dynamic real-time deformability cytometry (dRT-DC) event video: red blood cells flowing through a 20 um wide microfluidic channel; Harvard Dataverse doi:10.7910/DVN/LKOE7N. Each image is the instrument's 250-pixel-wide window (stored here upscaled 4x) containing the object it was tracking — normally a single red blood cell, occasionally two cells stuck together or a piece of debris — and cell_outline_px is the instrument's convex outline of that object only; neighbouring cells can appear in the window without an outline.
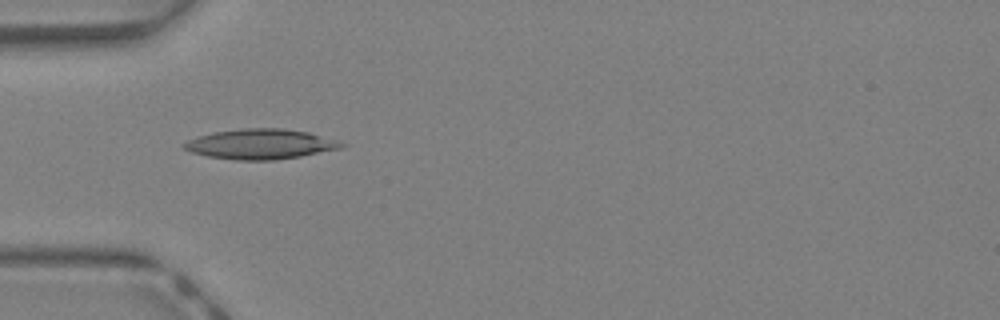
{"species": "Egyptian fruit bat (a non-hibernating species)", "species_latin": "Rousettus aegyptiacus", "temperature_condition": "warm", "stored_images_in_passage": 41, "camera_frame_rate_fps": 3000, "um_per_image_px": 0.085, "animal": {"sex": "female"}, "frame": {"image": 1, "passage_image": 12, "time_ms": 3.667, "image_size_px": [1000, 320], "cell_outline_px": [[348, 144], [340, 148], [300, 156], [276, 160], [236, 160], [208, 156], [192, 152], [184, 148], [180, 144], [188, 140], [200, 136], [216, 132], [244, 128], [284, 128], [308, 132]], "centroid_in_image_um": [22.13, 12.25], "position_along_channel_um": 62.9, "area_um2": 27.28}}
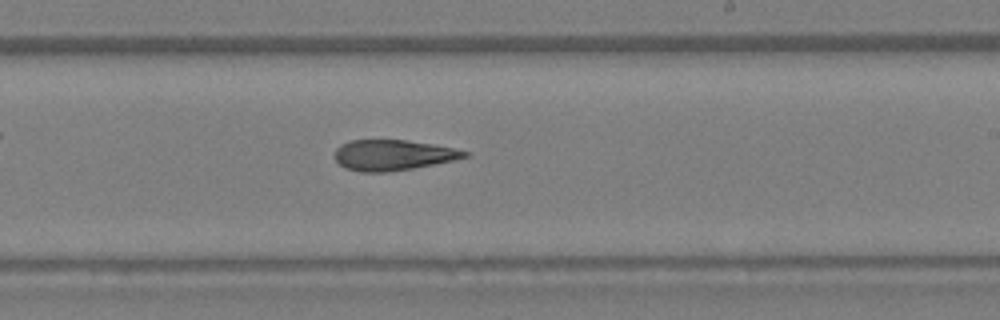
{"frame": {"image": 2, "passage_image": 24, "time_ms": 7.667, "image_size_px": [1000, 320], "cell_outline_px": [[468, 156], [452, 160], [412, 168], [388, 172], [360, 172], [344, 168], [336, 160], [336, 148], [340, 144], [352, 140], [404, 140], [432, 144], [452, 148], [468, 152]], "centroid_in_image_um": [33.34, 13.18], "position_along_channel_um": 255.7, "area_um2": 22.77}}
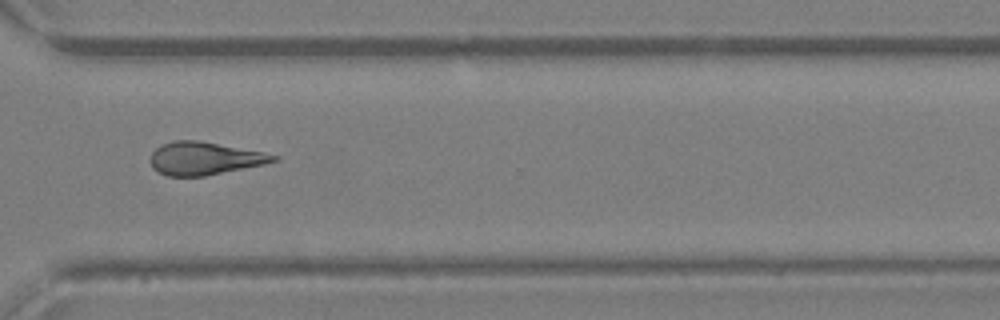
{"frame": {"image": 3, "passage_image": 30, "time_ms": 9.667, "image_size_px": [1000, 320], "cell_outline_px": [[280, 160], [264, 164], [204, 176], [168, 176], [152, 168], [152, 152], [160, 144], [176, 140], [196, 140], [264, 152], [280, 156]], "centroid_in_image_um": [17.4, 13.46], "position_along_channel_um": 353.2, "area_um2": 23.35}}